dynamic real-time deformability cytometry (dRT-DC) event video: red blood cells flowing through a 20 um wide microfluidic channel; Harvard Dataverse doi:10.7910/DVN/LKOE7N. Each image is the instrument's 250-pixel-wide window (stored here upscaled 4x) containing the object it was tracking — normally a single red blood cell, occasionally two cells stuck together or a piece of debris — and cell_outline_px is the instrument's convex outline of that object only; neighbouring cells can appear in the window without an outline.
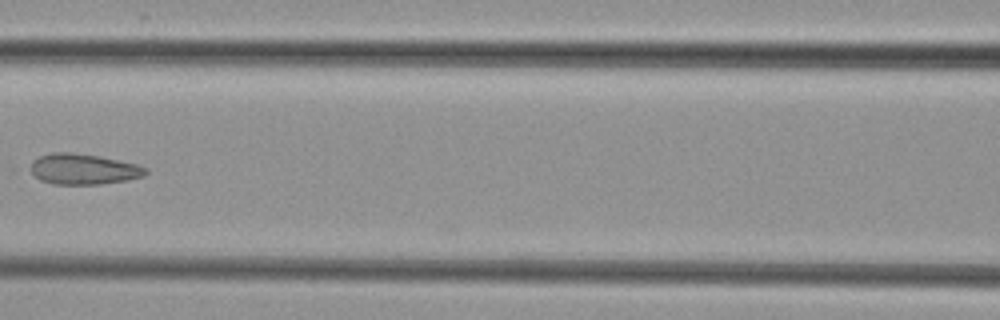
{"species": "common noctule bat (a hibernating species)", "species_latin": "Nyctalus noctula", "temperature_condition": "cold", "stored_images_in_passage": 7, "camera_frame_rate_fps": 3000, "um_per_image_px": 0.085, "animal": {"sex": "female", "body_mass_g": 29.2, "forearm_length_mm": 56.3}, "frame": {"image": 1, "passage_image": 7, "time_ms": 7.667, "image_size_px": [1000, 320], "cell_outline_px": [[148, 172], [144, 176], [128, 180], [100, 184], [52, 184], [40, 180], [32, 172], [32, 160], [40, 156], [52, 152], [72, 152], [100, 156], [136, 164], [148, 168]], "centroid_in_image_um": [7.12, 14.37], "position_along_channel_um": 159.5, "area_um2": 20.58}}